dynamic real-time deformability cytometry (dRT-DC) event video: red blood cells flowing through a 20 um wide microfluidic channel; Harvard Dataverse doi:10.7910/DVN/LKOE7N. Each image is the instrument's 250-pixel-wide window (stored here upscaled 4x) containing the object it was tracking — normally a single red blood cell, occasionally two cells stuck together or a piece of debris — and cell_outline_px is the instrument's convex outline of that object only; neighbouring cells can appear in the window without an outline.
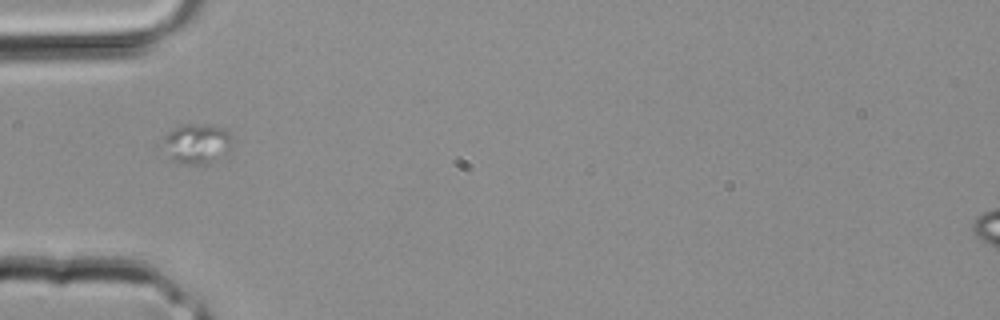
{"species": "common noctule bat (a hibernating species)", "species_latin": "Nyctalus noctula", "temperature_condition": "room temperature", "stored_images_in_passage": 2, "camera_frame_rate_fps": 3000, "um_per_image_px": 0.085, "animal": {"sex": "male", "body_mass_g": 20.4}, "frame": {"image": 1, "passage_image": 2, "time_ms": 0.333, "image_size_px": [1000, 320], "cell_outline_px": [[236, 140], [228, 152], [204, 164], [180, 164], [172, 160], [156, 144], [168, 132], [184, 124], [204, 124], [224, 128], [232, 132]], "centroid_in_image_um": [16.7, 12.2], "position_along_channel_um": 68.3, "area_um2": 16.88}}